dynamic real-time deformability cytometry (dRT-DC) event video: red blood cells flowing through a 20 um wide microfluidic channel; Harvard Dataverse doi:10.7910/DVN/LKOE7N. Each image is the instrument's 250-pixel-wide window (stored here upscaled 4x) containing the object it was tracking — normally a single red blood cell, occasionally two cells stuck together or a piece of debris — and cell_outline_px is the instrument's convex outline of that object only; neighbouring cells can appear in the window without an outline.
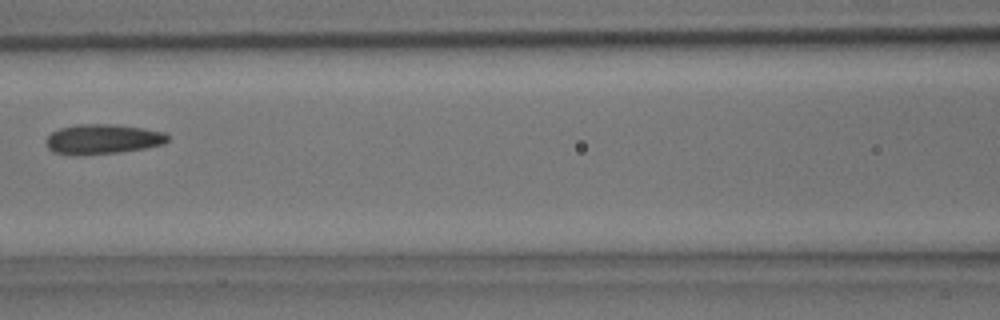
{"species": "common noctule bat (a hibernating species)", "species_latin": "Nyctalus noctula", "temperature_condition": "room temperature", "stored_images_in_passage": 6, "camera_frame_rate_fps": 3000, "um_per_image_px": 0.085, "animal": {"sex": "male", "body_mass_g": 15.6}, "frame": {"image": 1, "passage_image": 6, "time_ms": 1.667, "image_size_px": [1000, 320], "cell_outline_px": [[168, 140], [164, 144], [144, 148], [120, 152], [56, 152], [48, 148], [48, 136], [52, 132], [60, 128], [76, 124], [112, 124], [144, 128], [164, 132], [168, 136]], "centroid_in_image_um": [8.82, 11.77], "position_along_channel_um": 157.8, "area_um2": 20.17}}